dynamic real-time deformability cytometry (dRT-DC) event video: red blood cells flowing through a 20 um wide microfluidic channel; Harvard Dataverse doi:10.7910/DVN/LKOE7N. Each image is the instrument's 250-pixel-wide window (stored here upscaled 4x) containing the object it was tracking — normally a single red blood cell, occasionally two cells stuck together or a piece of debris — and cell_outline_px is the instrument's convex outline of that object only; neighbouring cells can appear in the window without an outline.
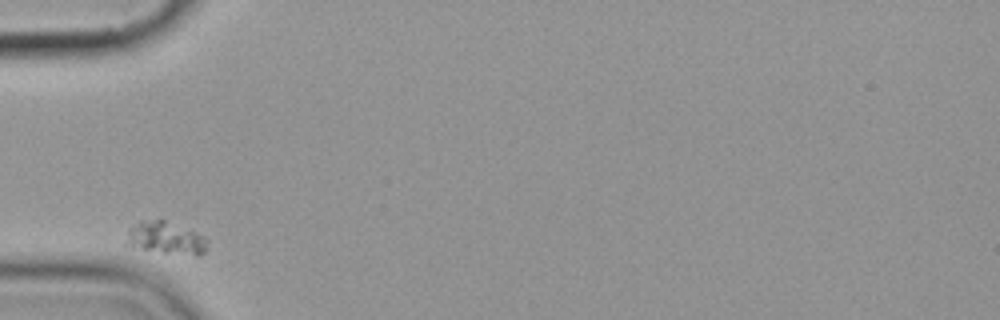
{"species": "common noctule bat (a hibernating species)", "species_latin": "Nyctalus noctula", "temperature_condition": "cold", "stored_images_in_passage": 3, "segment_of_instrument_passage": [1, 2], "camera_frame_rate_fps": 3000, "um_per_image_px": 0.085, "animal": {"sex": "female", "body_mass_g": 19.9}, "frame": {"image": 1, "passage_image": 1, "time_ms": 0.0, "image_size_px": [1000, 320], "cell_outline_px": [[208, 240], [204, 252], [164, 252], [124, 244], [128, 228], [140, 220], [164, 220], [204, 236]], "centroid_in_image_um": [13.98, 20.17], "position_along_channel_um": 71.0, "area_um2": 14.45}}